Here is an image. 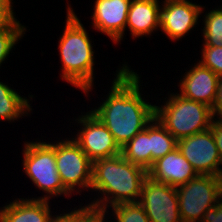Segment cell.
<instances>
[{
	"instance_id": "6da1fadb",
	"label": "cell",
	"mask_w": 222,
	"mask_h": 222,
	"mask_svg": "<svg viewBox=\"0 0 222 222\" xmlns=\"http://www.w3.org/2000/svg\"><path fill=\"white\" fill-rule=\"evenodd\" d=\"M116 75L107 99L91 112L122 147L152 122L155 118V105L146 103L141 97L140 77L130 71L126 64Z\"/></svg>"
},
{
	"instance_id": "7a4b0ae2",
	"label": "cell",
	"mask_w": 222,
	"mask_h": 222,
	"mask_svg": "<svg viewBox=\"0 0 222 222\" xmlns=\"http://www.w3.org/2000/svg\"><path fill=\"white\" fill-rule=\"evenodd\" d=\"M147 176L145 168L127 161L121 154L95 160L92 162L90 188L102 192L105 196L90 203L89 206L106 214V208L109 206L139 202L141 188ZM108 203L111 205L108 206Z\"/></svg>"
},
{
	"instance_id": "3957f363",
	"label": "cell",
	"mask_w": 222,
	"mask_h": 222,
	"mask_svg": "<svg viewBox=\"0 0 222 222\" xmlns=\"http://www.w3.org/2000/svg\"><path fill=\"white\" fill-rule=\"evenodd\" d=\"M66 26L59 41L62 79L87 93L93 87L94 52L88 33L72 8H67Z\"/></svg>"
},
{
	"instance_id": "277c9868",
	"label": "cell",
	"mask_w": 222,
	"mask_h": 222,
	"mask_svg": "<svg viewBox=\"0 0 222 222\" xmlns=\"http://www.w3.org/2000/svg\"><path fill=\"white\" fill-rule=\"evenodd\" d=\"M155 118L179 140L209 129L213 115L208 105L173 94L163 107L155 105Z\"/></svg>"
},
{
	"instance_id": "5b68a950",
	"label": "cell",
	"mask_w": 222,
	"mask_h": 222,
	"mask_svg": "<svg viewBox=\"0 0 222 222\" xmlns=\"http://www.w3.org/2000/svg\"><path fill=\"white\" fill-rule=\"evenodd\" d=\"M23 169L32 182L46 194L42 198L49 200L59 195H70L64 188L57 171L54 144L46 142H27L24 146Z\"/></svg>"
},
{
	"instance_id": "8992f818",
	"label": "cell",
	"mask_w": 222,
	"mask_h": 222,
	"mask_svg": "<svg viewBox=\"0 0 222 222\" xmlns=\"http://www.w3.org/2000/svg\"><path fill=\"white\" fill-rule=\"evenodd\" d=\"M176 189L182 221L201 222L207 209L222 198V177L198 175Z\"/></svg>"
},
{
	"instance_id": "52a82bcc",
	"label": "cell",
	"mask_w": 222,
	"mask_h": 222,
	"mask_svg": "<svg viewBox=\"0 0 222 222\" xmlns=\"http://www.w3.org/2000/svg\"><path fill=\"white\" fill-rule=\"evenodd\" d=\"M54 154L61 182L70 194L75 186L90 188L92 161L74 140L54 144Z\"/></svg>"
},
{
	"instance_id": "ba28073f",
	"label": "cell",
	"mask_w": 222,
	"mask_h": 222,
	"mask_svg": "<svg viewBox=\"0 0 222 222\" xmlns=\"http://www.w3.org/2000/svg\"><path fill=\"white\" fill-rule=\"evenodd\" d=\"M177 148L198 175L222 177V161L211 128L177 140Z\"/></svg>"
},
{
	"instance_id": "9c48e42d",
	"label": "cell",
	"mask_w": 222,
	"mask_h": 222,
	"mask_svg": "<svg viewBox=\"0 0 222 222\" xmlns=\"http://www.w3.org/2000/svg\"><path fill=\"white\" fill-rule=\"evenodd\" d=\"M139 203L150 222H183L178 207L177 189L147 176Z\"/></svg>"
},
{
	"instance_id": "30bf717a",
	"label": "cell",
	"mask_w": 222,
	"mask_h": 222,
	"mask_svg": "<svg viewBox=\"0 0 222 222\" xmlns=\"http://www.w3.org/2000/svg\"><path fill=\"white\" fill-rule=\"evenodd\" d=\"M77 120L84 128H81L82 130L77 134L78 137L73 140L92 162L121 154V147L112 133L92 112H87Z\"/></svg>"
},
{
	"instance_id": "8fae6325",
	"label": "cell",
	"mask_w": 222,
	"mask_h": 222,
	"mask_svg": "<svg viewBox=\"0 0 222 222\" xmlns=\"http://www.w3.org/2000/svg\"><path fill=\"white\" fill-rule=\"evenodd\" d=\"M161 8L160 29L172 40H179L195 27L202 6L188 0H165Z\"/></svg>"
},
{
	"instance_id": "7c38bea8",
	"label": "cell",
	"mask_w": 222,
	"mask_h": 222,
	"mask_svg": "<svg viewBox=\"0 0 222 222\" xmlns=\"http://www.w3.org/2000/svg\"><path fill=\"white\" fill-rule=\"evenodd\" d=\"M131 1L96 0L92 15L94 28L108 35L114 43L120 42L126 27Z\"/></svg>"
},
{
	"instance_id": "4fadbf2b",
	"label": "cell",
	"mask_w": 222,
	"mask_h": 222,
	"mask_svg": "<svg viewBox=\"0 0 222 222\" xmlns=\"http://www.w3.org/2000/svg\"><path fill=\"white\" fill-rule=\"evenodd\" d=\"M148 176L158 182L178 187L198 176L178 148L157 159L147 170Z\"/></svg>"
},
{
	"instance_id": "5bb4252c",
	"label": "cell",
	"mask_w": 222,
	"mask_h": 222,
	"mask_svg": "<svg viewBox=\"0 0 222 222\" xmlns=\"http://www.w3.org/2000/svg\"><path fill=\"white\" fill-rule=\"evenodd\" d=\"M219 76L200 62L189 70L181 80L180 95L212 107L216 96Z\"/></svg>"
},
{
	"instance_id": "9a60e30c",
	"label": "cell",
	"mask_w": 222,
	"mask_h": 222,
	"mask_svg": "<svg viewBox=\"0 0 222 222\" xmlns=\"http://www.w3.org/2000/svg\"><path fill=\"white\" fill-rule=\"evenodd\" d=\"M158 0H132L126 26L134 38L149 35L160 28L161 9Z\"/></svg>"
},
{
	"instance_id": "2e32d148",
	"label": "cell",
	"mask_w": 222,
	"mask_h": 222,
	"mask_svg": "<svg viewBox=\"0 0 222 222\" xmlns=\"http://www.w3.org/2000/svg\"><path fill=\"white\" fill-rule=\"evenodd\" d=\"M46 199H18L0 210V222H49L50 207Z\"/></svg>"
},
{
	"instance_id": "e0dca14e",
	"label": "cell",
	"mask_w": 222,
	"mask_h": 222,
	"mask_svg": "<svg viewBox=\"0 0 222 222\" xmlns=\"http://www.w3.org/2000/svg\"><path fill=\"white\" fill-rule=\"evenodd\" d=\"M121 155L146 170L151 167L150 123L121 147Z\"/></svg>"
},
{
	"instance_id": "ac0fdd59",
	"label": "cell",
	"mask_w": 222,
	"mask_h": 222,
	"mask_svg": "<svg viewBox=\"0 0 222 222\" xmlns=\"http://www.w3.org/2000/svg\"><path fill=\"white\" fill-rule=\"evenodd\" d=\"M29 101L21 97L15 90L0 82V119L17 120L25 113L30 112Z\"/></svg>"
},
{
	"instance_id": "d6986e66",
	"label": "cell",
	"mask_w": 222,
	"mask_h": 222,
	"mask_svg": "<svg viewBox=\"0 0 222 222\" xmlns=\"http://www.w3.org/2000/svg\"><path fill=\"white\" fill-rule=\"evenodd\" d=\"M150 145L151 166L157 159L177 148V140L156 118L150 122Z\"/></svg>"
},
{
	"instance_id": "ffe728a7",
	"label": "cell",
	"mask_w": 222,
	"mask_h": 222,
	"mask_svg": "<svg viewBox=\"0 0 222 222\" xmlns=\"http://www.w3.org/2000/svg\"><path fill=\"white\" fill-rule=\"evenodd\" d=\"M210 11L204 18L203 46H222V7Z\"/></svg>"
},
{
	"instance_id": "44dd1931",
	"label": "cell",
	"mask_w": 222,
	"mask_h": 222,
	"mask_svg": "<svg viewBox=\"0 0 222 222\" xmlns=\"http://www.w3.org/2000/svg\"><path fill=\"white\" fill-rule=\"evenodd\" d=\"M117 222H150L139 202L120 203L112 207Z\"/></svg>"
},
{
	"instance_id": "7402d4cb",
	"label": "cell",
	"mask_w": 222,
	"mask_h": 222,
	"mask_svg": "<svg viewBox=\"0 0 222 222\" xmlns=\"http://www.w3.org/2000/svg\"><path fill=\"white\" fill-rule=\"evenodd\" d=\"M19 21H15L10 27L3 28L0 31V66L7 58L14 45L20 40L22 34H25L26 28Z\"/></svg>"
},
{
	"instance_id": "603a6c76",
	"label": "cell",
	"mask_w": 222,
	"mask_h": 222,
	"mask_svg": "<svg viewBox=\"0 0 222 222\" xmlns=\"http://www.w3.org/2000/svg\"><path fill=\"white\" fill-rule=\"evenodd\" d=\"M202 60L204 67L211 69L216 75L222 76V46H204Z\"/></svg>"
},
{
	"instance_id": "cb8c5ba5",
	"label": "cell",
	"mask_w": 222,
	"mask_h": 222,
	"mask_svg": "<svg viewBox=\"0 0 222 222\" xmlns=\"http://www.w3.org/2000/svg\"><path fill=\"white\" fill-rule=\"evenodd\" d=\"M11 0H0V31L10 27L17 19L14 17Z\"/></svg>"
},
{
	"instance_id": "d4e9b609",
	"label": "cell",
	"mask_w": 222,
	"mask_h": 222,
	"mask_svg": "<svg viewBox=\"0 0 222 222\" xmlns=\"http://www.w3.org/2000/svg\"><path fill=\"white\" fill-rule=\"evenodd\" d=\"M91 209L89 205L84 206L70 213L52 216L49 222H79Z\"/></svg>"
},
{
	"instance_id": "484cf974",
	"label": "cell",
	"mask_w": 222,
	"mask_h": 222,
	"mask_svg": "<svg viewBox=\"0 0 222 222\" xmlns=\"http://www.w3.org/2000/svg\"><path fill=\"white\" fill-rule=\"evenodd\" d=\"M201 222H222V198L217 205L207 209Z\"/></svg>"
},
{
	"instance_id": "4316f807",
	"label": "cell",
	"mask_w": 222,
	"mask_h": 222,
	"mask_svg": "<svg viewBox=\"0 0 222 222\" xmlns=\"http://www.w3.org/2000/svg\"><path fill=\"white\" fill-rule=\"evenodd\" d=\"M214 119L215 118L213 117L210 128L222 161V118H217L218 120L215 119V121Z\"/></svg>"
},
{
	"instance_id": "83f0119b",
	"label": "cell",
	"mask_w": 222,
	"mask_h": 222,
	"mask_svg": "<svg viewBox=\"0 0 222 222\" xmlns=\"http://www.w3.org/2000/svg\"><path fill=\"white\" fill-rule=\"evenodd\" d=\"M211 112L213 117H220L222 118V76H219L218 83H217V89H216V96L215 100L213 102V105L211 107Z\"/></svg>"
},
{
	"instance_id": "f1b7e54d",
	"label": "cell",
	"mask_w": 222,
	"mask_h": 222,
	"mask_svg": "<svg viewBox=\"0 0 222 222\" xmlns=\"http://www.w3.org/2000/svg\"><path fill=\"white\" fill-rule=\"evenodd\" d=\"M79 222H94V209H91Z\"/></svg>"
},
{
	"instance_id": "f546056e",
	"label": "cell",
	"mask_w": 222,
	"mask_h": 222,
	"mask_svg": "<svg viewBox=\"0 0 222 222\" xmlns=\"http://www.w3.org/2000/svg\"><path fill=\"white\" fill-rule=\"evenodd\" d=\"M105 214L101 211L94 210V222H104Z\"/></svg>"
}]
</instances>
